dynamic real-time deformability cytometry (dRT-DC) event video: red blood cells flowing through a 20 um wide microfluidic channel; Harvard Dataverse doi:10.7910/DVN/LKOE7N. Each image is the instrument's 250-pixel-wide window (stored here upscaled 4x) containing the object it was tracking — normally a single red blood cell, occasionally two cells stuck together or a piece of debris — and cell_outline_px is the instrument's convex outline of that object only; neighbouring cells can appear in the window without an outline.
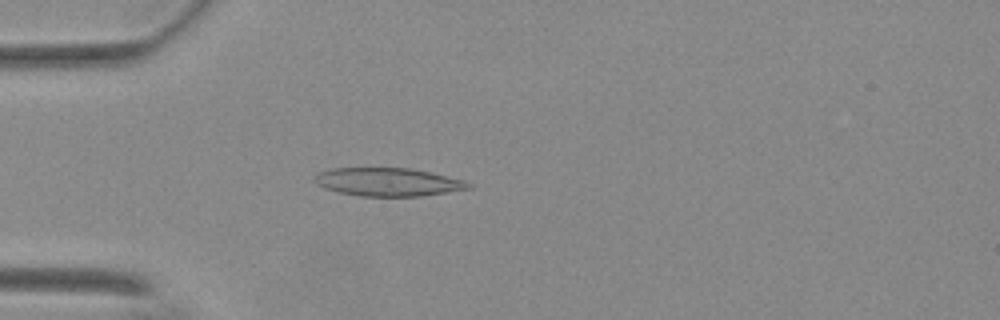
{"species": "Egyptian fruit bat (a non-hibernating species)", "species_latin": "Rousettus aegyptiacus", "temperature_condition": "warm", "stored_images_in_passage": 41, "camera_frame_rate_fps": 3000, "um_per_image_px": 0.085, "animal": {"sex": "female"}, "frame": {"image": 1, "passage_image": 7, "time_ms": 2.0, "image_size_px": [1000, 320], "cell_outline_px": [[472, 188], [420, 196], [360, 196], [340, 192], [324, 188], [316, 184], [312, 180], [320, 172], [332, 168], [412, 168], [464, 180], [472, 184]], "centroid_in_image_um": [32.97, 15.47], "position_along_channel_um": 52.0, "area_um2": 25.2}}
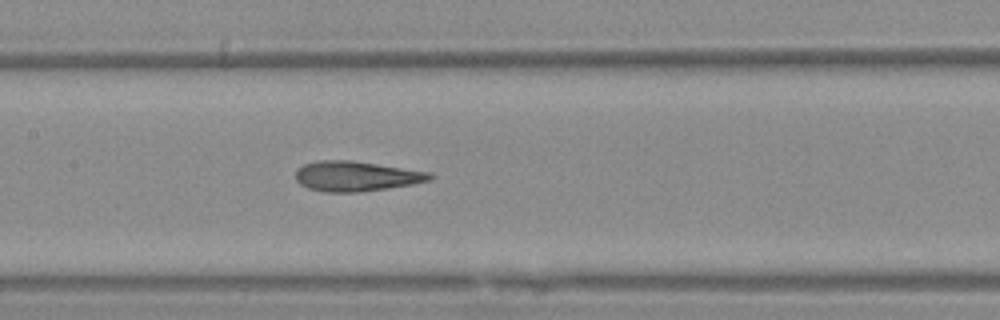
{"frame": {"image": 2, "passage_image": 18, "time_ms": 5.667, "image_size_px": [1000, 320], "cell_outline_px": [[436, 176], [428, 180], [412, 184], [388, 188], [360, 192], [324, 192], [308, 188], [300, 184], [296, 180], [296, 172], [304, 164], [316, 160], [352, 160], [428, 172]], "centroid_in_image_um": [30.24, 14.98], "position_along_channel_um": 177.2, "area_um2": 23.35}}
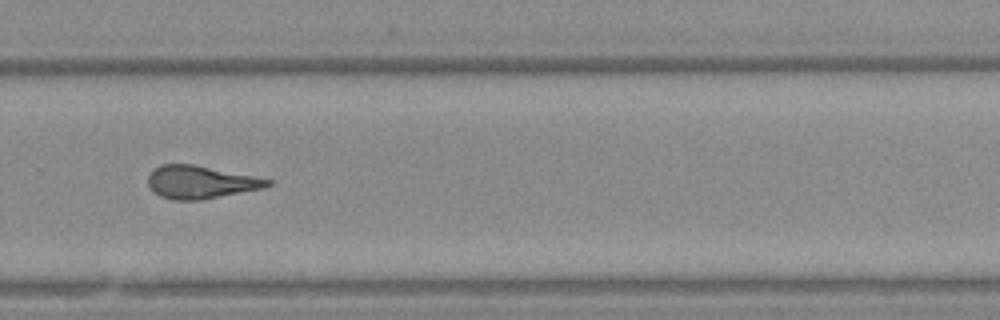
{"frame": {"image": 3, "passage_image": 29, "time_ms": 9.333, "image_size_px": [1000, 320], "cell_outline_px": [[272, 184], [264, 188], [200, 200], [172, 200], [160, 196], [152, 192], [148, 184], [148, 176], [160, 164], [192, 164], [272, 180]], "centroid_in_image_um": [17.01, 15.49], "position_along_channel_um": 312.8, "area_um2": 22.66}, "authors_computed_cell_mechanics": {"area_um2": 23.3512, "velocity_mm_per_s": 3.7164, "shape_relaxation_time_tau1_ms": 11.2939, "shape_relaxation_time_tau2_ms": 2.0211, "deformation_change_tau1": 0.2483, "deformation_change_tau2": 0.1234}}